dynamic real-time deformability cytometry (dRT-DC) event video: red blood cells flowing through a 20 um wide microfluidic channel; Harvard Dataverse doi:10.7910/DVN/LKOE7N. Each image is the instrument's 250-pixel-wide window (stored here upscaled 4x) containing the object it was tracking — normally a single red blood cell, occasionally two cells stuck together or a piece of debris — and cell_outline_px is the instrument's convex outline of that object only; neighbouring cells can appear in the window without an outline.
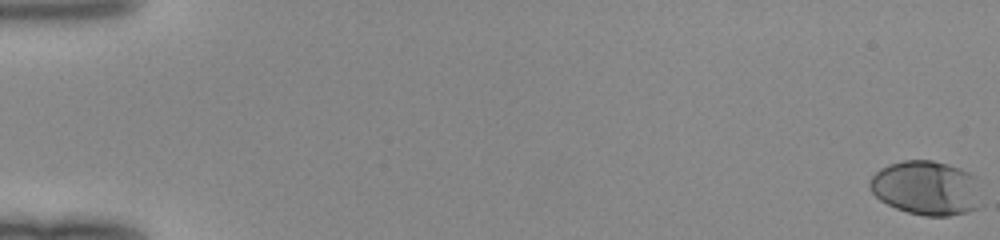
{"species": "human", "species_latin": "Homo sapiens", "temperature_condition": "room temperature", "stored_images_in_passage": 51, "camera_frame_rate_fps": 3000, "um_per_image_px": 0.085, "donor": {"sex": "female"}, "frame": {"image": 1, "passage_image": 1, "time_ms": 0.0, "image_size_px": [1000, 240], "cell_outline_px": [[984, 204], [968, 212], [948, 216], [924, 216], [908, 212], [896, 208], [880, 200], [868, 188], [868, 184], [872, 176], [880, 168], [888, 164], [904, 160], [932, 160], [948, 164], [960, 168], [976, 176]], "centroid_in_image_um": [78.78, 15.98], "position_along_channel_um": 6.2, "area_um2": 35.95}}
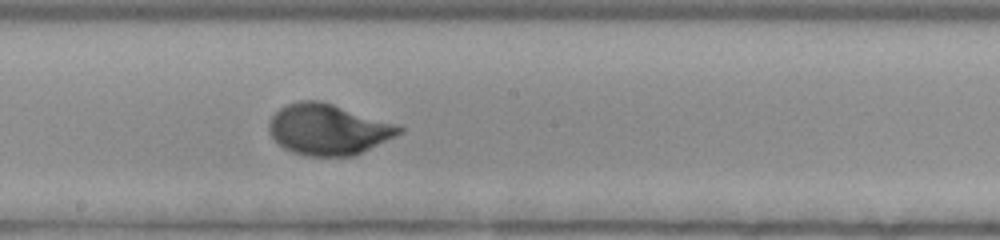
{"frame": {"image": 2, "passage_image": 30, "time_ms": 9.667, "image_size_px": [1000, 240], "cell_outline_px": [[404, 132], [356, 156], [308, 156], [292, 152], [284, 148], [268, 132], [268, 120], [280, 108], [288, 104], [300, 100], [320, 100], [396, 124], [404, 128]], "centroid_in_image_um": [27.9, 11.01], "position_along_channel_um": 220.3, "area_um2": 38.61}}
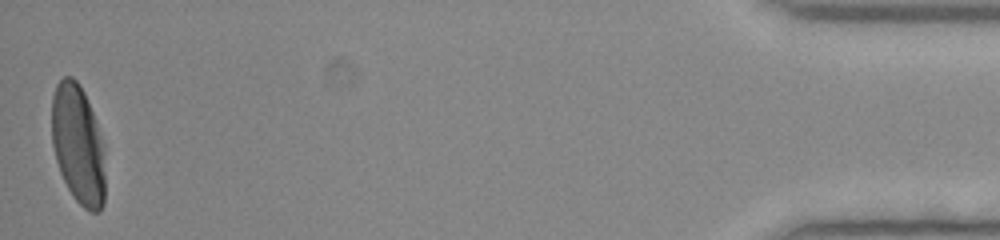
{"frame": {"image": 3, "passage_image": 51, "time_ms": 16.667, "image_size_px": [1000, 240], "cell_outline_px": [[104, 204], [100, 212], [88, 212], [72, 196], [60, 172], [56, 160], [52, 144], [52, 96], [56, 84], [64, 76], [72, 76], [80, 84], [84, 92], [92, 112], [104, 148]], "centroid_in_image_um": [6.63, 12.3], "position_along_channel_um": 428.6, "area_um2": 37.17}}